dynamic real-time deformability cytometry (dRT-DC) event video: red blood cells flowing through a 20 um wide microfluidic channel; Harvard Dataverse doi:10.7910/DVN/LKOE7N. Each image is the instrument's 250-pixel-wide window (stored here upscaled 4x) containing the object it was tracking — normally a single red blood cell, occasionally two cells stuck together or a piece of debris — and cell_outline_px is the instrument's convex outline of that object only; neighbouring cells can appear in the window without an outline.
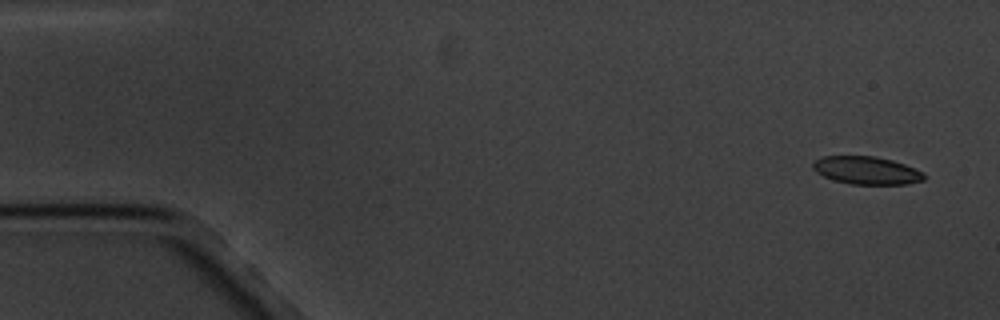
{"species": "common noctule bat (a hibernating species)", "species_latin": "Nyctalus noctula", "temperature_condition": "cold", "stored_images_in_passage": 3, "segment_of_instrument_passage": [2, 2], "camera_frame_rate_fps": 3000, "um_per_image_px": 0.085, "animal": {"sex": "male", "body_mass_g": 20.1, "forearm_length_mm": 53.5}, "frame": {"image": 1, "passage_image": 3, "time_ms": 3.333, "image_size_px": [1000, 320], "cell_outline_px": [[924, 180], [908, 184], [848, 184], [832, 180], [816, 172], [812, 168], [812, 164], [820, 156], [876, 156], [892, 160], [904, 164], [924, 172]], "centroid_in_image_um": [73.64, 14.48], "position_along_channel_um": 11.4, "area_um2": 18.15}}